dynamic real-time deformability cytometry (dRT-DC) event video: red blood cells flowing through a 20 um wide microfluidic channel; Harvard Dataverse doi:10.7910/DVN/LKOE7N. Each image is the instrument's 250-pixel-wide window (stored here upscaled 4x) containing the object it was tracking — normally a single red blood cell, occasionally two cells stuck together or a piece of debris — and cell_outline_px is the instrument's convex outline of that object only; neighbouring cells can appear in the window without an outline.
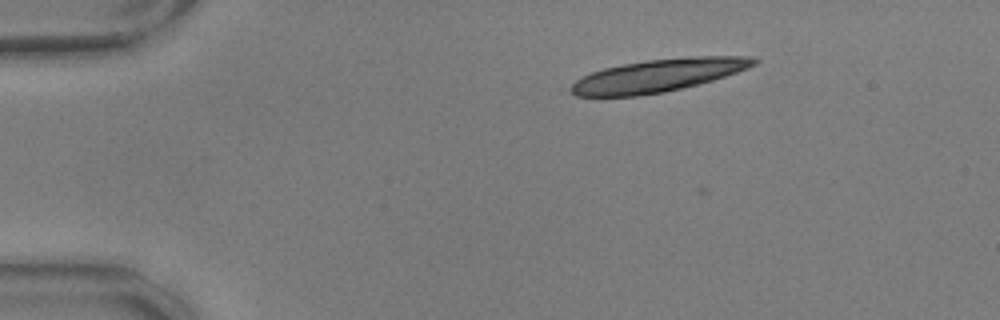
{"species": "common noctule bat (a hibernating species)", "species_latin": "Nyctalus noctula", "temperature_condition": "warm", "stored_images_in_passage": 12, "camera_frame_rate_fps": 3000, "um_per_image_px": 0.085, "animal": {"sex": "male", "body_mass_g": 17.9, "forearm_length_mm": 54.2}, "frame": {"image": 1, "passage_image": 1, "time_ms": 0.0, "image_size_px": [1000, 320], "cell_outline_px": [[760, 60], [756, 64], [748, 68], [712, 80], [664, 92], [636, 96], [576, 96], [568, 88], [576, 80], [592, 72], [604, 68], [624, 64], [648, 60], [696, 56], [752, 56]], "centroid_in_image_um": [55.95, 6.41], "position_along_channel_um": 29.0, "area_um2": 34.51}}